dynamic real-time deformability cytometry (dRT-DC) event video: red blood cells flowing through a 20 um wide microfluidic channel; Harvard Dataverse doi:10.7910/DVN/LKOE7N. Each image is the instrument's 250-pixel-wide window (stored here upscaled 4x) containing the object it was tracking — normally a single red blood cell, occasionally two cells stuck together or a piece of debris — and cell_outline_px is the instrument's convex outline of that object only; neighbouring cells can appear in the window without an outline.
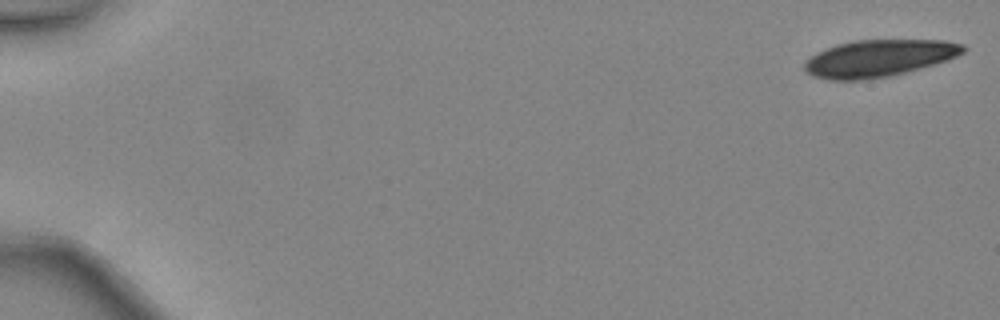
{"species": "common noctule bat (a hibernating species)", "species_latin": "Nyctalus noctula", "temperature_condition": "warm", "stored_images_in_passage": 18, "camera_frame_rate_fps": 3000, "um_per_image_px": 0.085, "animal": {"sex": "female", "body_mass_g": 24.6, "forearm_length_mm": 56.2}, "frame": {"image": 1, "passage_image": 1, "time_ms": 0.0, "image_size_px": [1000, 320], "cell_outline_px": [[968, 48], [964, 52], [948, 60], [920, 68], [888, 76], [864, 80], [828, 80], [812, 76], [804, 72], [804, 60], [836, 44], [856, 40], [944, 40], [964, 44]], "centroid_in_image_um": [74.7, 4.95], "position_along_channel_um": 10.3, "area_um2": 34.22}}